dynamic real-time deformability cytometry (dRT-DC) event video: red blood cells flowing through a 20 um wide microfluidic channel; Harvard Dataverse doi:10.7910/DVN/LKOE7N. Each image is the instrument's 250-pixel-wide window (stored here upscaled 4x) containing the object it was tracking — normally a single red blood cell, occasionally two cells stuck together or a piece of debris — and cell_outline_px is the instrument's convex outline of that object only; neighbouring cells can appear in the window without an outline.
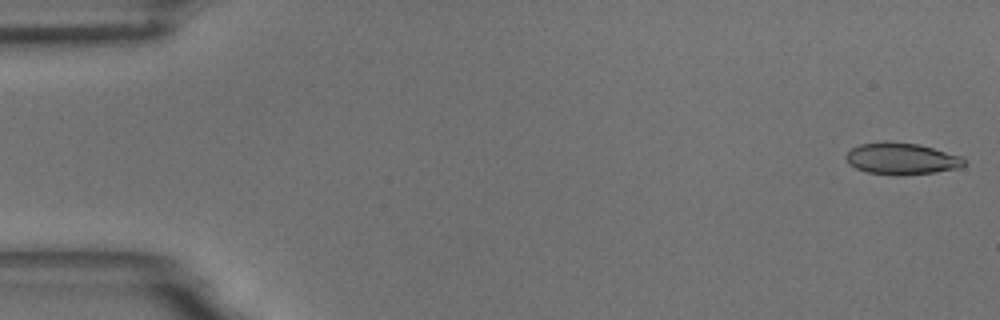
{"species": "common noctule bat (a hibernating species)", "species_latin": "Nyctalus noctula", "temperature_condition": "room temperature", "stored_images_in_passage": 55, "camera_frame_rate_fps": 3000, "um_per_image_px": 0.085, "animal": {"sex": "male", "body_mass_g": 18.8}, "frame": {"image": 1, "passage_image": 1, "time_ms": 0.0, "image_size_px": [1000, 320], "cell_outline_px": [[968, 160], [960, 168], [936, 172], [904, 176], [896, 176], [868, 172], [856, 168], [848, 164], [844, 156], [852, 148], [860, 144], [884, 140], [916, 144], [964, 156]], "centroid_in_image_um": [76.65, 13.49], "position_along_channel_um": 8.4, "area_um2": 22.25}}
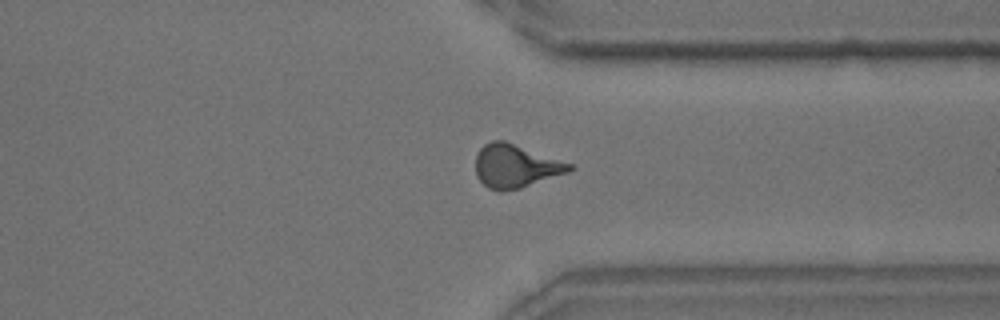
{"frame": {"image": 2, "passage_image": 42, "time_ms": 13.667, "image_size_px": [1000, 320], "cell_outline_px": [[576, 168], [568, 172], [520, 188], [504, 192], [496, 192], [488, 188], [476, 176], [476, 156], [480, 148], [484, 144], [492, 140], [504, 140], [572, 164]], "centroid_in_image_um": [43.79, 14.13], "position_along_channel_um": 367.6, "area_um2": 23.64}}
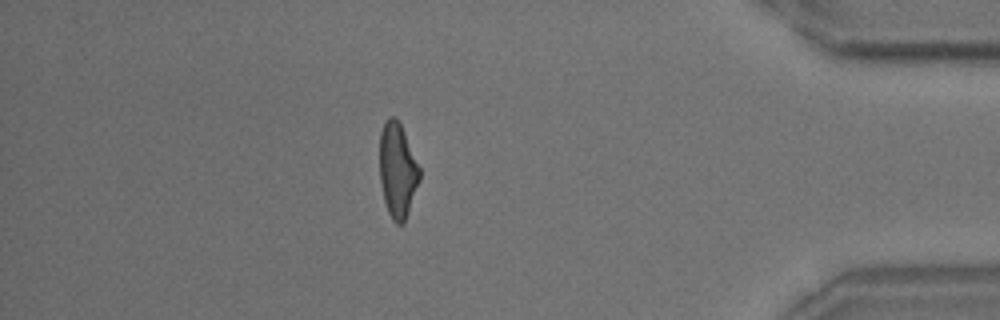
{"frame": {"image": 3, "passage_image": 48, "time_ms": 15.667, "image_size_px": [1000, 320], "cell_outline_px": [[420, 180], [404, 224], [396, 224], [392, 220], [388, 212], [384, 200], [380, 180], [380, 132], [388, 116], [396, 116], [404, 132], [420, 168]], "centroid_in_image_um": [33.79, 14.49], "position_along_channel_um": 401.4, "area_um2": 22.02}, "authors_computed_cell_mechanics": {"area_um2": 22.4842, "velocity_mm_per_s": 3.6512, "shape_relaxation_time_tau1_ms": 6.088, "shape_relaxation_time_tau2_ms": 1.6451, "deformation_change_tau1": 0.1967, "deformation_change_tau2": 0.0995}}